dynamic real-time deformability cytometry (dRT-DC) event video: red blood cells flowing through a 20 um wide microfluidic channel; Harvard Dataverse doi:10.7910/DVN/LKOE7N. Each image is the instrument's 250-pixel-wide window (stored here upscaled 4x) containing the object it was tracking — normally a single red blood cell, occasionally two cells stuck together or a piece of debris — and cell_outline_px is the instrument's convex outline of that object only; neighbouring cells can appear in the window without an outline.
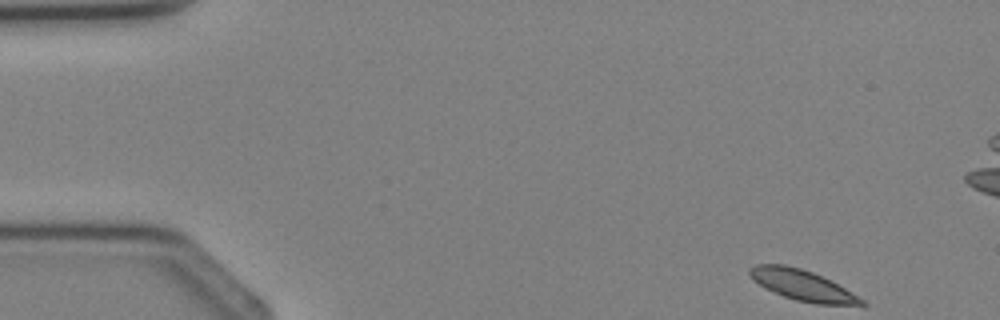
{"species": "Egyptian fruit bat (a non-hibernating species)", "species_latin": "Rousettus aegyptiacus", "temperature_condition": "cold", "stored_images_in_passage": 3, "camera_frame_rate_fps": 3000, "um_per_image_px": 0.085, "animal": {"sex": "female"}, "frame": {"image": 1, "passage_image": 1, "time_ms": 0.0, "image_size_px": [1000, 320], "cell_outline_px": [[868, 304], [816, 304], [796, 300], [784, 296], [764, 288], [748, 272], [748, 268], [756, 264], [784, 264], [800, 268], [812, 272], [832, 280], [864, 300]], "centroid_in_image_um": [68.19, 24.22], "position_along_channel_um": 16.8, "area_um2": 19.65}}